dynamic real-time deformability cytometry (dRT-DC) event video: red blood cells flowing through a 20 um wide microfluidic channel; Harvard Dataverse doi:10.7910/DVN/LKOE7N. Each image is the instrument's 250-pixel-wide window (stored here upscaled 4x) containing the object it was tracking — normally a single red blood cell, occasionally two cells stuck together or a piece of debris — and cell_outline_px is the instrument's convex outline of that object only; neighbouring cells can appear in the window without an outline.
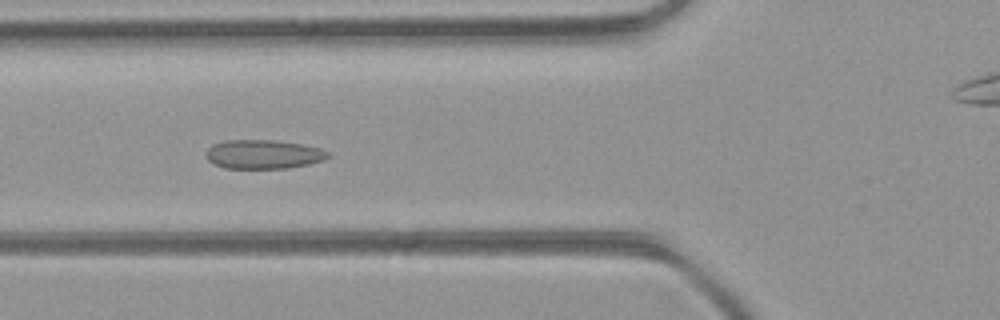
{"species": "common noctule bat (a hibernating species)", "species_latin": "Nyctalus noctula", "temperature_condition": "room temperature", "stored_images_in_passage": 6, "segment_of_instrument_passage": [1, 2], "camera_frame_rate_fps": 3000, "um_per_image_px": 0.085, "animal": {"sex": "female", "body_mass_g": 21.9}, "frame": {"image": 1, "passage_image": 5, "time_ms": 1.333, "image_size_px": [1000, 320], "cell_outline_px": [[332, 156], [324, 160], [308, 164], [288, 168], [224, 168], [208, 160], [204, 156], [208, 148], [212, 144], [228, 140], [276, 140], [300, 144], [320, 148], [328, 152]], "centroid_in_image_um": [22.39, 13.11], "position_along_channel_um": 103.4, "area_um2": 20.63}}